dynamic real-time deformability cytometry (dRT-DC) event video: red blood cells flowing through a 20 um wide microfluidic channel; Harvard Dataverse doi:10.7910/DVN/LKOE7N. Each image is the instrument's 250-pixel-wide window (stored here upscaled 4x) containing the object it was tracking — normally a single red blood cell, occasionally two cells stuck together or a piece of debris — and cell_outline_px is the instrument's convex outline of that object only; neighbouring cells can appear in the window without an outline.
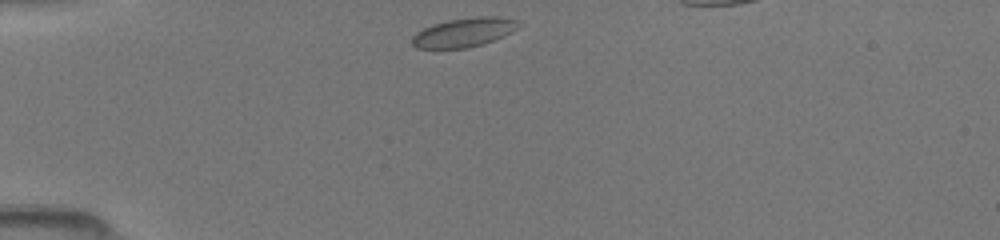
{"species": "common noctule bat (a hibernating species)", "species_latin": "Nyctalus noctula", "temperature_condition": "room temperature", "stored_images_in_passage": 33, "camera_frame_rate_fps": 3000, "um_per_image_px": 0.085, "animal": {"sex": "female", "body_mass_g": 19.5, "forearm_length_mm": 54.1}, "frame": {"image": 1, "passage_image": 1, "time_ms": 0.0, "image_size_px": [1000, 240], "cell_outline_px": [[524, 24], [512, 32], [504, 36], [484, 44], [468, 48], [416, 48], [412, 44], [412, 36], [416, 32], [432, 24], [448, 20], [476, 16], [496, 16], [516, 20]], "centroid_in_image_um": [39.47, 2.75], "position_along_channel_um": 45.5, "area_um2": 18.26}}
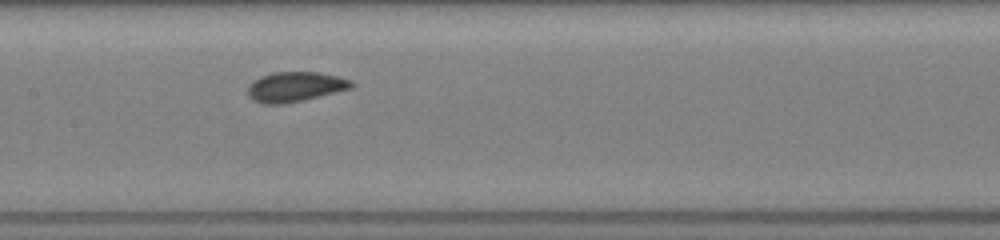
{"frame": {"image": 2, "passage_image": 13, "time_ms": 4.0, "image_size_px": [1000, 240], "cell_outline_px": [[356, 84], [352, 88], [304, 100], [280, 104], [264, 104], [252, 100], [248, 96], [248, 84], [252, 80], [260, 76], [272, 72], [320, 72], [352, 80]], "centroid_in_image_um": [25.07, 7.37], "position_along_channel_um": 182.3, "area_um2": 18.26}}
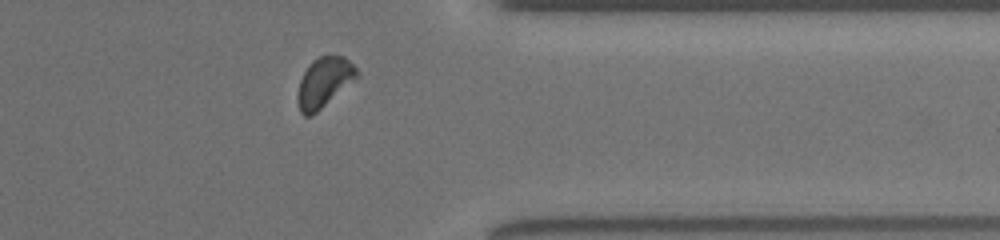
{"frame": {"image": 3, "passage_image": 28, "time_ms": 9.0, "image_size_px": [1000, 240], "cell_outline_px": [[360, 76], [312, 116], [304, 116], [300, 112], [296, 96], [300, 80], [308, 64], [312, 60], [320, 56], [344, 56], [360, 72]], "centroid_in_image_um": [27.55, 7.01], "position_along_channel_um": 383.9, "area_um2": 17.34}}